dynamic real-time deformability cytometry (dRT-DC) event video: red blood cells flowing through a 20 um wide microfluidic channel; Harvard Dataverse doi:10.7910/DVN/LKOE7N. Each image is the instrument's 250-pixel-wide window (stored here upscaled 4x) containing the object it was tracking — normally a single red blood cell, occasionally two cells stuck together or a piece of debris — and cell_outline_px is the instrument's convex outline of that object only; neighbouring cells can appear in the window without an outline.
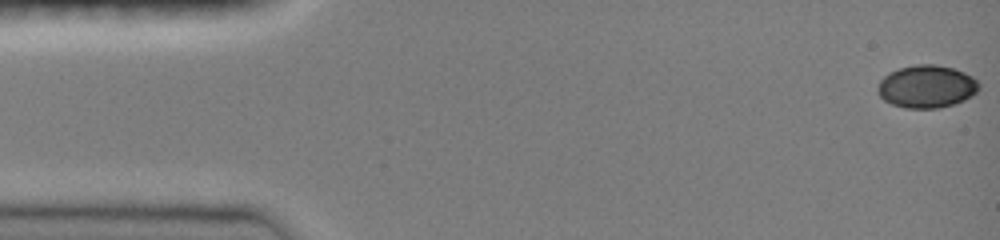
{"species": "common noctule bat (a hibernating species)", "species_latin": "Nyctalus noctula", "temperature_condition": "room temperature", "stored_images_in_passage": 48, "camera_frame_rate_fps": 3000, "um_per_image_px": 0.085, "animal": {"sex": "female", "body_mass_g": 19.0, "forearm_length_mm": 51.5}, "frame": {"image": 1, "passage_image": 1, "time_ms": 0.0, "image_size_px": [1000, 240], "cell_outline_px": [[980, 88], [972, 96], [964, 100], [952, 104], [936, 108], [904, 108], [892, 104], [884, 100], [876, 92], [876, 88], [880, 80], [888, 72], [900, 68], [916, 64], [936, 64], [952, 68], [964, 72], [972, 76], [980, 84]], "centroid_in_image_um": [78.74, 7.35], "position_along_channel_um": 6.3, "area_um2": 25.32}}
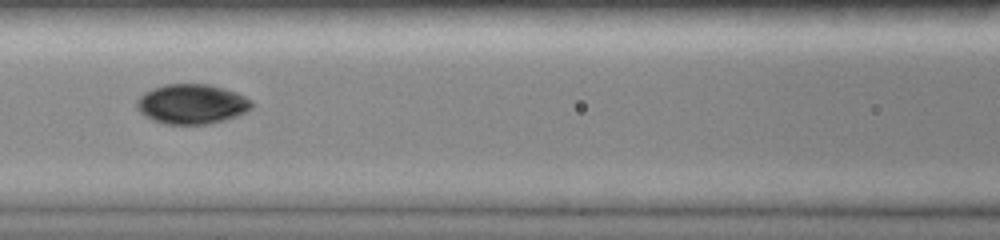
{"frame": {"image": 2, "passage_image": 21, "time_ms": 6.667, "image_size_px": [1000, 240], "cell_outline_px": [[252, 108], [236, 116], [224, 120], [208, 124], [164, 124], [152, 120], [144, 116], [136, 108], [136, 100], [144, 92], [152, 88], [164, 84], [208, 84], [224, 88], [236, 92], [252, 100]], "centroid_in_image_um": [16.27, 8.84], "position_along_channel_um": 150.3, "area_um2": 26.82}}
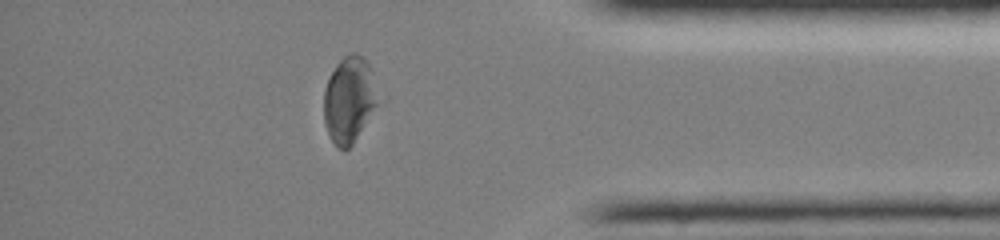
{"frame": {"image": 3, "passage_image": 41, "time_ms": 13.333, "image_size_px": [1000, 240], "cell_outline_px": [[376, 104], [352, 144], [344, 152], [336, 148], [324, 124], [324, 92], [328, 80], [336, 64], [344, 56], [352, 52], [356, 52], [364, 56], [368, 64]], "centroid_in_image_um": [29.6, 8.49], "position_along_channel_um": 405.6, "area_um2": 26.07}, "authors_computed_cell_mechanics": {"area_um2": 26.6458, "velocity_mm_per_s": 4.0371, "shape_relaxation_time_tau1_ms": 2.5679, "shape_relaxation_time_tau2_ms": 2.3983, "deformation_change_tau1": 0.0851, "deformation_change_tau2": 0.0477}}